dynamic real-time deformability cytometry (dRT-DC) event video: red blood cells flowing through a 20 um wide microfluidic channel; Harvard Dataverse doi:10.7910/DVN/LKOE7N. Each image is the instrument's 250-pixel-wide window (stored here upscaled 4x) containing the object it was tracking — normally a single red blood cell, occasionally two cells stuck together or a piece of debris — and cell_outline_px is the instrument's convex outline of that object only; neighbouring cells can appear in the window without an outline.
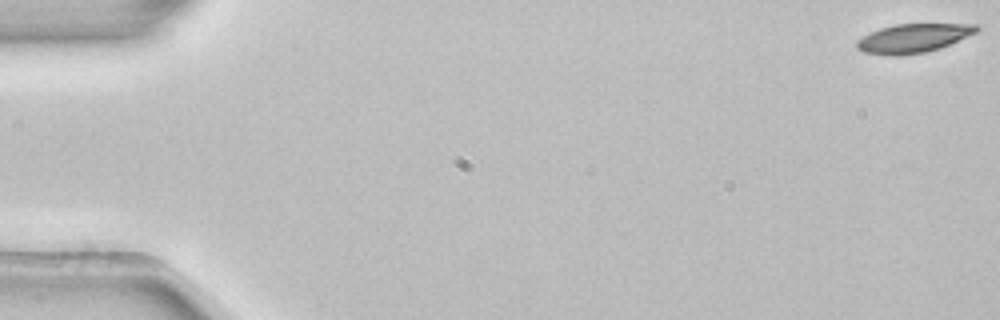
{"species": "common noctule bat (a hibernating species)", "species_latin": "Nyctalus noctula", "temperature_condition": "room temperature", "stored_images_in_passage": 5, "camera_frame_rate_fps": 3000, "um_per_image_px": 0.085, "animal": {"sex": "female", "body_mass_g": 22.7, "forearm_length_mm": 54.2}, "frame": {"image": 1, "passage_image": 1, "time_ms": 0.0, "image_size_px": [1000, 320], "cell_outline_px": [[980, 28], [976, 32], [940, 48], [924, 52], [864, 52], [856, 48], [856, 40], [880, 28], [896, 24], [980, 24]], "centroid_in_image_um": [77.7, 3.18], "position_along_channel_um": 7.3, "area_um2": 19.02}}